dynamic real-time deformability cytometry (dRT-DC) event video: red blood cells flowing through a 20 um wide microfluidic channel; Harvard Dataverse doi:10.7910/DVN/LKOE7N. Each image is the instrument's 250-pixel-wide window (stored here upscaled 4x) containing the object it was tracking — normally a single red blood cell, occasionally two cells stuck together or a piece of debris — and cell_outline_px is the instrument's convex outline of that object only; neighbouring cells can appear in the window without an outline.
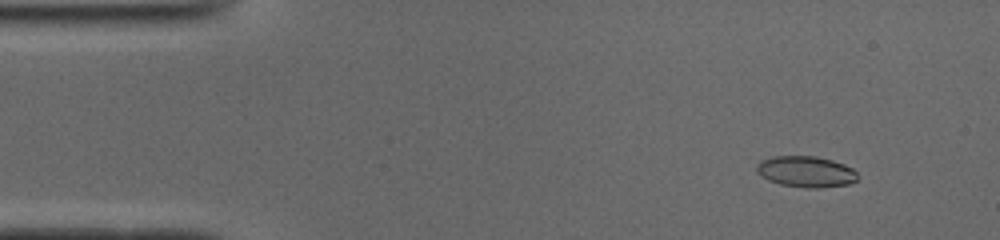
{"species": "common noctule bat (a hibernating species)", "species_latin": "Nyctalus noctula", "temperature_condition": "cold", "stored_images_in_passage": 51, "camera_frame_rate_fps": 3000, "um_per_image_px": 0.085, "animal": {"sex": "male", "body_mass_g": 19.0, "forearm_length_mm": 50.8}, "frame": {"image": 1, "passage_image": 5, "time_ms": 1.333, "image_size_px": [1000, 240], "cell_outline_px": [[856, 180], [848, 184], [816, 188], [812, 188], [780, 184], [768, 180], [756, 172], [756, 164], [760, 160], [772, 156], [816, 156], [832, 160], [844, 164], [852, 168], [856, 172]], "centroid_in_image_um": [68.46, 14.57], "position_along_channel_um": 16.5, "area_um2": 18.21}}
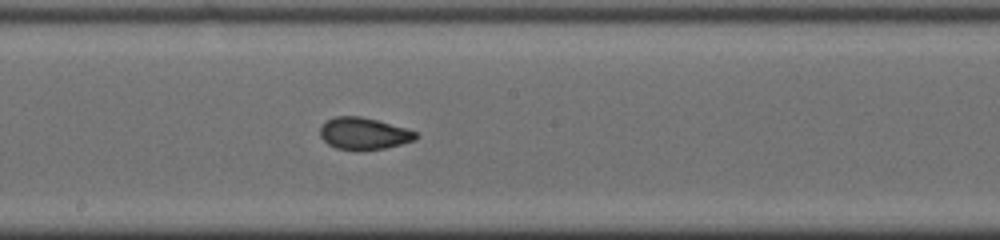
{"frame": {"image": 2, "passage_image": 27, "time_ms": 8.667, "image_size_px": [1000, 240], "cell_outline_px": [[420, 136], [416, 140], [384, 148], [336, 148], [328, 144], [320, 136], [320, 128], [328, 120], [336, 116], [360, 116], [376, 120], [404, 128], [416, 132]], "centroid_in_image_um": [30.93, 11.33], "position_along_channel_um": 217.3, "area_um2": 17.17}}
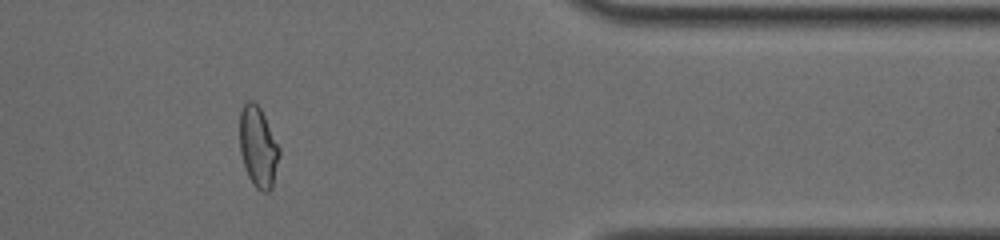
{"frame": {"image": 3, "passage_image": 42, "time_ms": 13.667, "image_size_px": [1000, 240], "cell_outline_px": [[280, 156], [272, 188], [268, 192], [264, 192], [256, 188], [252, 184], [248, 176], [240, 152], [240, 112], [244, 104], [248, 100], [252, 100], [260, 108], [280, 148]], "centroid_in_image_um": [21.95, 12.52], "position_along_channel_um": 389.5, "area_um2": 18.55}, "authors_computed_cell_mechanics": {"area_um2": 18.0336, "velocity_mm_per_s": 3.9305, "shape_relaxation_time_tau1_ms": 9.7376, "shape_relaxation_time_tau2_ms": 1.0051, "deformation_change_tau1": 0.2436, "deformation_change_tau2": 0.0649}}